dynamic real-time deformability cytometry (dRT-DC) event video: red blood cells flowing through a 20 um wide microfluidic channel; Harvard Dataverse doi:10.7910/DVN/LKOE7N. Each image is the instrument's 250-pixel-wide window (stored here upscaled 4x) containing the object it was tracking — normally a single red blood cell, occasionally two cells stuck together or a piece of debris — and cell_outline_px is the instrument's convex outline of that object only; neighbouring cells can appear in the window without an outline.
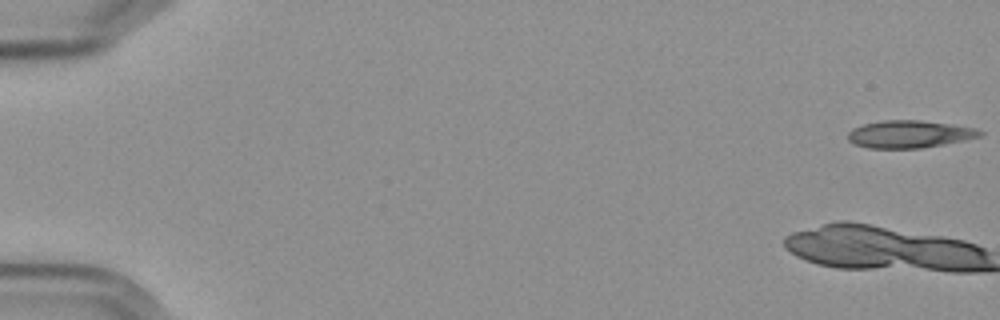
{"species": "Egyptian fruit bat (a non-hibernating species)", "species_latin": "Rousettus aegyptiacus", "temperature_condition": "cold", "stored_images_in_passage": 14, "camera_frame_rate_fps": 3000, "um_per_image_px": 0.085, "frame": {"image": 1, "passage_image": 1, "time_ms": 0.0, "image_size_px": [1000, 320], "cell_outline_px": [[984, 136], [944, 144], [920, 148], [868, 148], [856, 144], [848, 140], [848, 132], [852, 128], [864, 124], [884, 120], [920, 120], [976, 128], [984, 132]], "centroid_in_image_um": [77.32, 11.4], "position_along_channel_um": 7.7, "area_um2": 21.04}}